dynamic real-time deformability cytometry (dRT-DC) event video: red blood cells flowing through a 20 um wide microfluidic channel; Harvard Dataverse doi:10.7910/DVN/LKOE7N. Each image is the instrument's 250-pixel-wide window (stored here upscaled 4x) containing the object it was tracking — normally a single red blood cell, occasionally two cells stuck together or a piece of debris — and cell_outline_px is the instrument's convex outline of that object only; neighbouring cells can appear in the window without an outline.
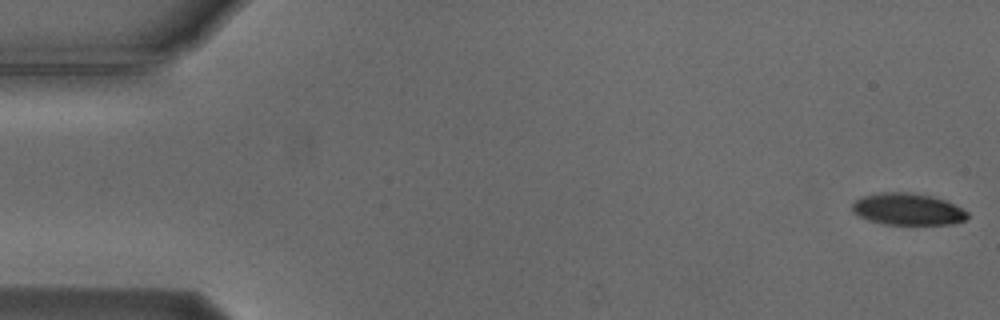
{"species": "Egyptian fruit bat (a non-hibernating species)", "species_latin": "Rousettus aegyptiacus", "temperature_condition": "cold", "stored_images_in_passage": 10, "camera_frame_rate_fps": 3000, "um_per_image_px": 0.085, "animal": {"sex": "male"}, "frame": {"image": 1, "passage_image": 1, "time_ms": 0.0, "image_size_px": [1000, 320], "cell_outline_px": [[968, 216], [964, 220], [952, 224], [884, 224], [868, 220], [852, 212], [852, 204], [856, 200], [864, 196], [884, 192], [908, 192], [932, 196], [944, 200], [968, 212]], "centroid_in_image_um": [77.14, 17.78], "position_along_channel_um": 7.9, "area_um2": 21.1}}